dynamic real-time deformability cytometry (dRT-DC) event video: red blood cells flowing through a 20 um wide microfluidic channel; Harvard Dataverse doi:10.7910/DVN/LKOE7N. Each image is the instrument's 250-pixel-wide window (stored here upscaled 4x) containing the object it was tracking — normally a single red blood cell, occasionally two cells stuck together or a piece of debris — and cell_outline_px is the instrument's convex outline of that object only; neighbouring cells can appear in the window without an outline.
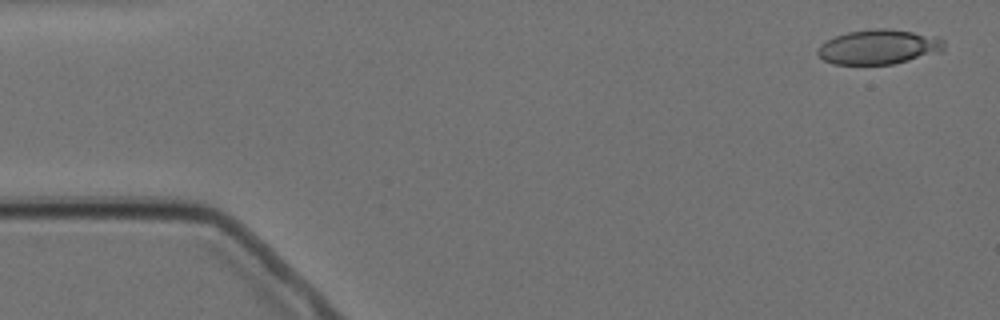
{"species": "Egyptian fruit bat (a non-hibernating species)", "species_latin": "Rousettus aegyptiacus", "temperature_condition": "cold", "stored_images_in_passage": 4, "camera_frame_rate_fps": 3000, "um_per_image_px": 0.085, "animal": {"sex": "female"}, "frame": {"image": 1, "passage_image": 1, "time_ms": 0.0, "image_size_px": [1000, 320], "cell_outline_px": [[944, 52], [892, 64], [832, 64], [824, 60], [816, 52], [820, 44], [836, 36], [848, 32], [876, 28], [884, 28], [912, 32], [936, 36], [944, 40]], "centroid_in_image_um": [74.72, 3.99], "position_along_channel_um": 10.3, "area_um2": 25.55}}